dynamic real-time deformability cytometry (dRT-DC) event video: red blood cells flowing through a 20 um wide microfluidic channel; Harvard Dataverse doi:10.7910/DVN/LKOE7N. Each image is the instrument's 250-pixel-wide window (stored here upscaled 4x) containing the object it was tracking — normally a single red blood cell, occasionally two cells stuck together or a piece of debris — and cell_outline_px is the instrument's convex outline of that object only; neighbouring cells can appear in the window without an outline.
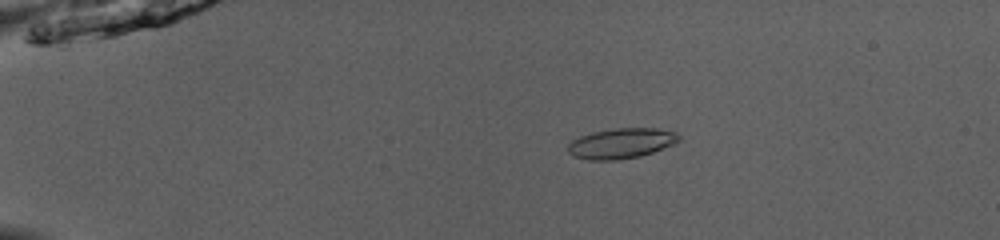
{"species": "common noctule bat (a hibernating species)", "species_latin": "Nyctalus noctula", "temperature_condition": "room temperature", "stored_images_in_passage": 52, "camera_frame_rate_fps": 3000, "um_per_image_px": 0.085, "animal": {"sex": "male", "body_mass_g": 13.0, "forearm_length_mm": 53.1}, "frame": {"image": 1, "passage_image": 12, "time_ms": 3.667, "image_size_px": [1000, 240], "cell_outline_px": [[680, 140], [672, 144], [652, 152], [640, 156], [616, 160], [588, 160], [576, 156], [568, 152], [568, 144], [572, 140], [580, 136], [592, 132], [616, 128], [656, 128], [676, 132], [680, 136]], "centroid_in_image_um": [52.8, 12.18], "position_along_channel_um": 32.2, "area_um2": 19.42}}
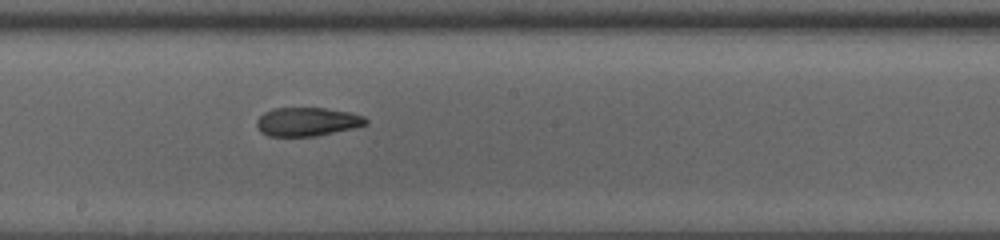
{"frame": {"image": 2, "passage_image": 31, "time_ms": 10.0, "image_size_px": [1000, 240], "cell_outline_px": [[368, 124], [352, 128], [316, 136], [268, 136], [260, 132], [256, 124], [256, 120], [264, 112], [272, 108], [324, 108], [352, 112], [364, 116], [368, 120]], "centroid_in_image_um": [26.1, 10.34], "position_along_channel_um": 222.1, "area_um2": 18.32}}
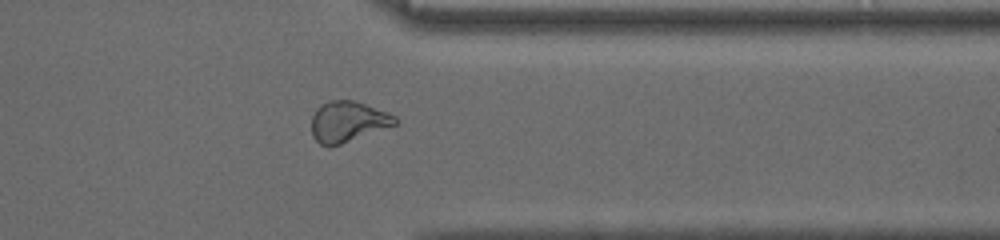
{"frame": {"image": 3, "passage_image": 43, "time_ms": 14.0, "image_size_px": [1000, 240], "cell_outline_px": [[400, 120], [396, 124], [340, 144], [320, 144], [312, 136], [312, 116], [316, 108], [320, 104], [328, 100], [352, 100], [388, 112], [396, 116]], "centroid_in_image_um": [29.56, 10.3], "position_along_channel_um": 381.8, "area_um2": 19.54}, "authors_computed_cell_mechanics": {"area_um2": 19.363, "velocity_mm_per_s": 4.0338, "shape_relaxation_time_tau1_ms": null, "shape_relaxation_time_tau2_ms": 2.941, "deformation_change_tau1": null, "deformation_change_tau2": 0.0906}}